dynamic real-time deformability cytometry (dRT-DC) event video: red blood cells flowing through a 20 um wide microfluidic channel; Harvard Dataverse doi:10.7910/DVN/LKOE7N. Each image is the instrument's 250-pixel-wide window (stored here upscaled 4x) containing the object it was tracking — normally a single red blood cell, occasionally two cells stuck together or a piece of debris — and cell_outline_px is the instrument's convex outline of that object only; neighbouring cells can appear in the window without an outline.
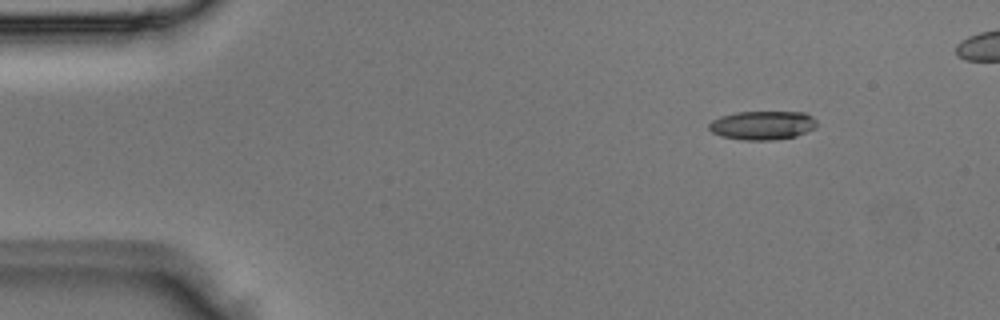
{"species": "Egyptian fruit bat (a non-hibernating species)", "species_latin": "Rousettus aegyptiacus", "temperature_condition": "room temperature", "stored_images_in_passage": 5, "camera_frame_rate_fps": 3000, "um_per_image_px": 0.085, "animal": {"sex": "male"}, "frame": {"image": 1, "passage_image": 2, "time_ms": 0.333, "image_size_px": [1000, 320], "cell_outline_px": [[816, 128], [796, 136], [772, 140], [744, 140], [720, 136], [712, 132], [708, 128], [708, 124], [712, 120], [720, 116], [736, 112], [804, 112], [812, 116], [816, 120]], "centroid_in_image_um": [64.8, 10.65], "position_along_channel_um": 20.2, "area_um2": 18.21}}
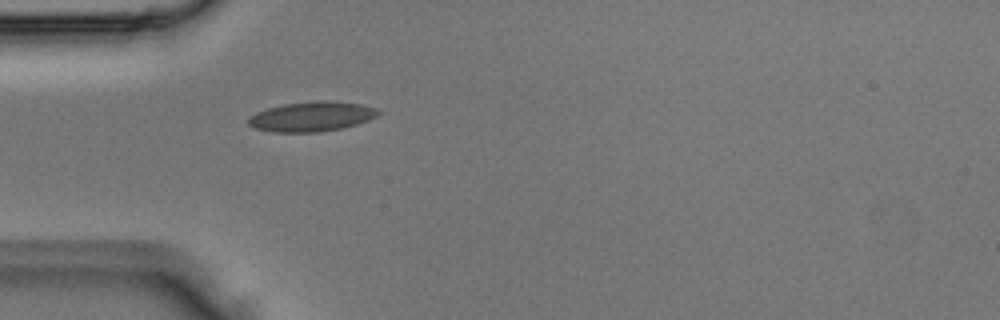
{"frame": {"image": 2, "passage_image": 5, "time_ms": 1.333, "image_size_px": [1000, 320], "cell_outline_px": [[380, 112], [376, 116], [368, 120], [356, 124], [340, 128], [320, 132], [272, 132], [256, 128], [248, 124], [248, 116], [256, 112], [268, 108], [284, 104], [324, 100], [360, 104], [376, 108]], "centroid_in_image_um": [26.46, 9.91], "position_along_channel_um": 58.5, "area_um2": 22.31}}